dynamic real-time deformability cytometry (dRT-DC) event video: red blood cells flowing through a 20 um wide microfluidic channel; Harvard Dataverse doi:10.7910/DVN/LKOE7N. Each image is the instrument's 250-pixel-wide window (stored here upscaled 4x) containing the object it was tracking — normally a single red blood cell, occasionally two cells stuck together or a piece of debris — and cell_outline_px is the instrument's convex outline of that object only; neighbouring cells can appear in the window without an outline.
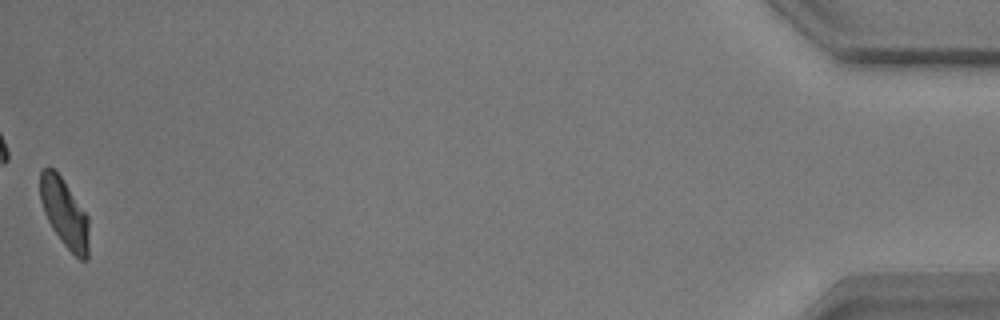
{"species": "common noctule bat (a hibernating species)", "species_latin": "Nyctalus noctula", "temperature_condition": "warm", "stored_images_in_passage": 54, "camera_frame_rate_fps": 3000, "um_per_image_px": 0.085, "animal": {"sex": "male", "body_mass_g": 17.9}, "frame": {"image": 1, "passage_image": 54, "time_ms": 17.667, "image_size_px": [1000, 320], "cell_outline_px": [[88, 260], [80, 260], [64, 244], [52, 228], [44, 212], [40, 200], [40, 172], [48, 164], [60, 176], [88, 216]], "centroid_in_image_um": [5.47, 18.09], "position_along_channel_um": 429.7, "area_um2": 19.19}, "authors_computed_cell_mechanics": {"area_um2": 20.3745, "velocity_mm_per_s": 3.6968, "shape_relaxation_time_tau1_ms": 3.0494, "shape_relaxation_time_tau2_ms": 1.7811, "deformation_change_tau1": 0.1379, "deformation_change_tau2": 0.0702}}